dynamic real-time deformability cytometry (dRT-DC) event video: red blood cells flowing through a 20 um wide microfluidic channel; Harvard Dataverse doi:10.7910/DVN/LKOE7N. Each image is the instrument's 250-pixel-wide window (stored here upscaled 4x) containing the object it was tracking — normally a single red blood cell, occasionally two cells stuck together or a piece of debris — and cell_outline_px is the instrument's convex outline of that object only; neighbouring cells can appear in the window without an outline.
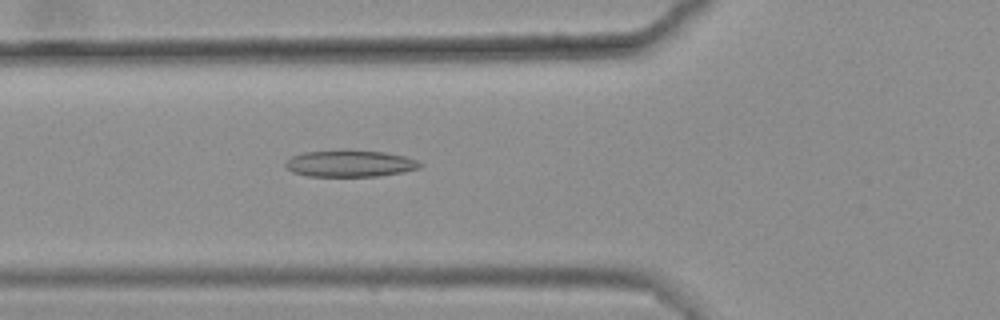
{"species": "common noctule bat (a hibernating species)", "species_latin": "Nyctalus noctula", "temperature_condition": "warm", "stored_images_in_passage": 6, "camera_frame_rate_fps": 3000, "um_per_image_px": 0.085, "animal": {"sex": "female", "body_mass_g": 25.1}, "frame": {"image": 1, "passage_image": 6, "time_ms": 1.667, "image_size_px": [1000, 320], "cell_outline_px": [[424, 164], [420, 168], [404, 172], [376, 176], [308, 176], [292, 172], [284, 164], [292, 156], [304, 152], [344, 148], [384, 152], [404, 156], [416, 160]], "centroid_in_image_um": [29.76, 13.87], "position_along_channel_um": 96.0, "area_um2": 21.33}}